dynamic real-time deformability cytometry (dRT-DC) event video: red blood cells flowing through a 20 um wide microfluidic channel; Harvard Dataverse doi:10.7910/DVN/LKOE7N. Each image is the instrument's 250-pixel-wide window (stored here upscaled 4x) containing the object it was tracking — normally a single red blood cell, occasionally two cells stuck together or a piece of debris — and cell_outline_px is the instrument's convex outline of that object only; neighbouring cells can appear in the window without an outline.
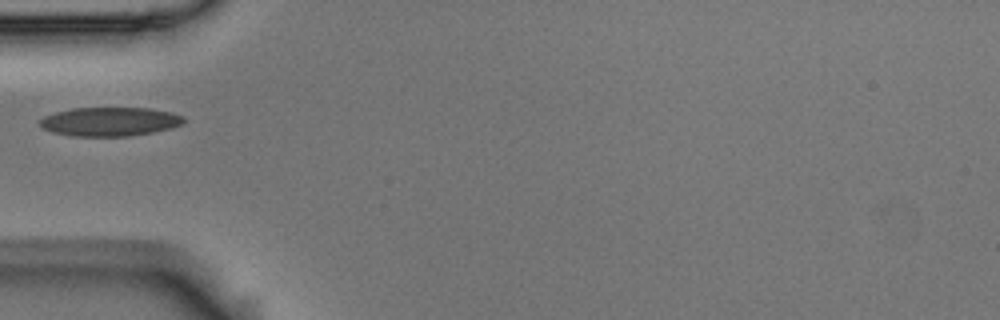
{"species": "Egyptian fruit bat (a non-hibernating species)", "species_latin": "Rousettus aegyptiacus", "temperature_condition": "room temperature", "stored_images_in_passage": 1, "camera_frame_rate_fps": 3000, "um_per_image_px": 0.085, "animal": {"sex": "male"}, "frame": {"image": 1, "passage_image": 1, "time_ms": 0.0, "image_size_px": [1000, 320], "cell_outline_px": [[184, 124], [172, 128], [152, 132], [128, 136], [72, 136], [52, 132], [40, 128], [40, 120], [44, 116], [56, 112], [72, 108], [148, 108], [172, 112], [184, 116]], "centroid_in_image_um": [9.34, 10.34], "position_along_channel_um": 75.7, "area_um2": 24.33}}